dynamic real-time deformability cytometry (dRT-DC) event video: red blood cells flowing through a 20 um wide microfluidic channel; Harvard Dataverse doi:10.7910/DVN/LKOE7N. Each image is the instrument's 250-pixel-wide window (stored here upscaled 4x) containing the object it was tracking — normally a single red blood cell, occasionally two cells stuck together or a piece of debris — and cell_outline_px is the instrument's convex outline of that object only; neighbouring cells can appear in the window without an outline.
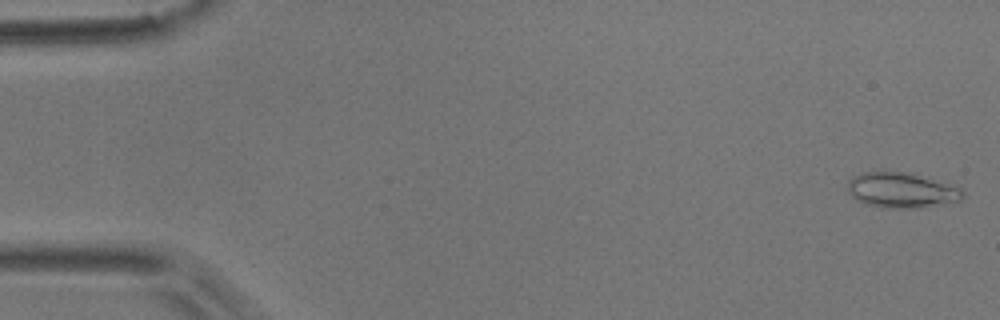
{"species": "common noctule bat (a hibernating species)", "species_latin": "Nyctalus noctula", "temperature_condition": "room temperature", "stored_images_in_passage": 52, "camera_frame_rate_fps": 3000, "um_per_image_px": 0.085, "animal": {"sex": "male", "body_mass_g": 17.9}, "frame": {"image": 1, "passage_image": 1, "time_ms": 0.0, "image_size_px": [1000, 320], "cell_outline_px": [[964, 196], [960, 200], [920, 208], [880, 208], [864, 204], [856, 200], [848, 192], [848, 180], [860, 172], [904, 172], [960, 188], [964, 192]], "centroid_in_image_um": [76.55, 16.19], "position_along_channel_um": 8.4, "area_um2": 23.35}}
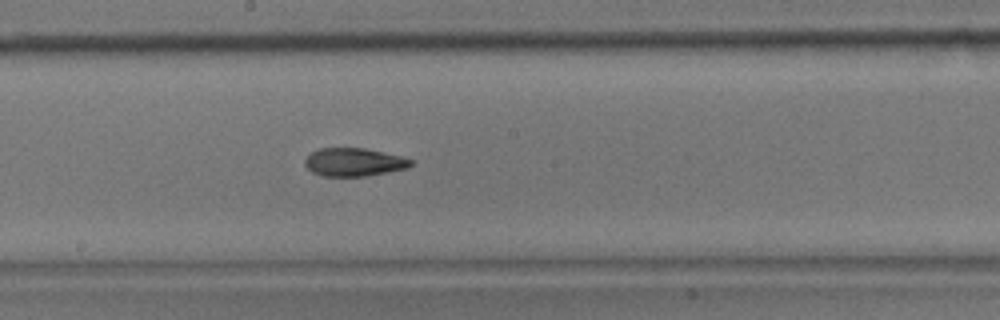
{"frame": {"image": 2, "passage_image": 28, "time_ms": 9.0, "image_size_px": [1000, 320], "cell_outline_px": [[412, 164], [408, 168], [388, 172], [364, 176], [324, 176], [312, 172], [304, 164], [304, 160], [312, 152], [320, 148], [364, 148], [400, 156], [412, 160]], "centroid_in_image_um": [30.07, 13.78], "position_along_channel_um": 218.1, "area_um2": 17.22}}
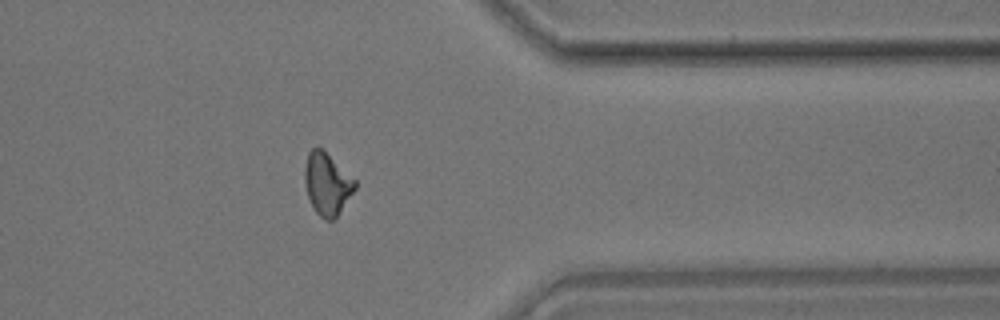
{"frame": {"image": 3, "passage_image": 42, "time_ms": 13.667, "image_size_px": [1000, 320], "cell_outline_px": [[356, 188], [340, 212], [332, 220], [324, 220], [316, 212], [308, 196], [304, 180], [304, 168], [308, 152], [312, 148], [320, 148], [356, 180]], "centroid_in_image_um": [27.8, 15.65], "position_along_channel_um": 383.6, "area_um2": 17.86}, "authors_computed_cell_mechanics": {"area_um2": 18.0914, "velocity_mm_per_s": 3.8069, "shape_relaxation_time_tau1_ms": 10.2576, "shape_relaxation_time_tau2_ms": 4.0742, "deformation_change_tau1": 0.2351, "deformation_change_tau2": 0.0947}}